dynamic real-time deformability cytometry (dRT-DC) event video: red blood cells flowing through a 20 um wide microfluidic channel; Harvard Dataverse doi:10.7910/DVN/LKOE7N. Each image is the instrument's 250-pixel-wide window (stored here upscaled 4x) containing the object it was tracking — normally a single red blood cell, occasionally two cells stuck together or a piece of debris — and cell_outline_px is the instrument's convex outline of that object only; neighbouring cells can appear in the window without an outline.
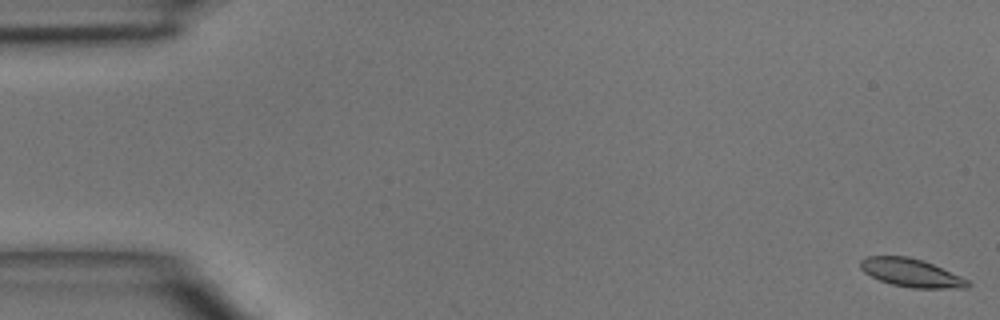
{"species": "common noctule bat (a hibernating species)", "species_latin": "Nyctalus noctula", "temperature_condition": "room temperature", "stored_images_in_passage": 4, "camera_frame_rate_fps": 3000, "um_per_image_px": 0.085, "animal": {"sex": "male", "body_mass_g": 15.6}, "frame": {"image": 1, "passage_image": 1, "time_ms": 0.0, "image_size_px": [1000, 320], "cell_outline_px": [[972, 284], [968, 288], [912, 288], [892, 284], [880, 280], [864, 272], [860, 268], [860, 260], [864, 256], [908, 256], [924, 260], [960, 276], [968, 280]], "centroid_in_image_um": [77.45, 23.18], "position_along_channel_um": 7.5, "area_um2": 17.69}}
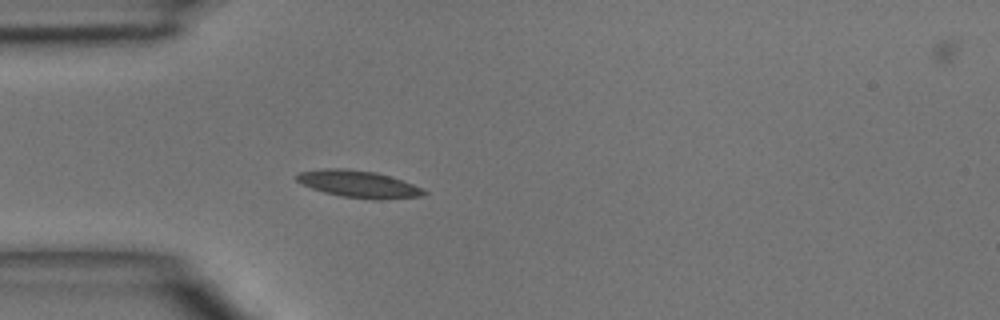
{"frame": {"image": 2, "passage_image": 4, "time_ms": 4.333, "image_size_px": [1000, 320], "cell_outline_px": [[428, 192], [424, 196], [380, 200], [372, 200], [340, 196], [324, 192], [300, 184], [296, 180], [296, 176], [300, 172], [324, 168], [348, 168], [376, 172], [412, 184]], "centroid_in_image_um": [30.46, 15.65], "position_along_channel_um": 54.5, "area_um2": 20.11}}